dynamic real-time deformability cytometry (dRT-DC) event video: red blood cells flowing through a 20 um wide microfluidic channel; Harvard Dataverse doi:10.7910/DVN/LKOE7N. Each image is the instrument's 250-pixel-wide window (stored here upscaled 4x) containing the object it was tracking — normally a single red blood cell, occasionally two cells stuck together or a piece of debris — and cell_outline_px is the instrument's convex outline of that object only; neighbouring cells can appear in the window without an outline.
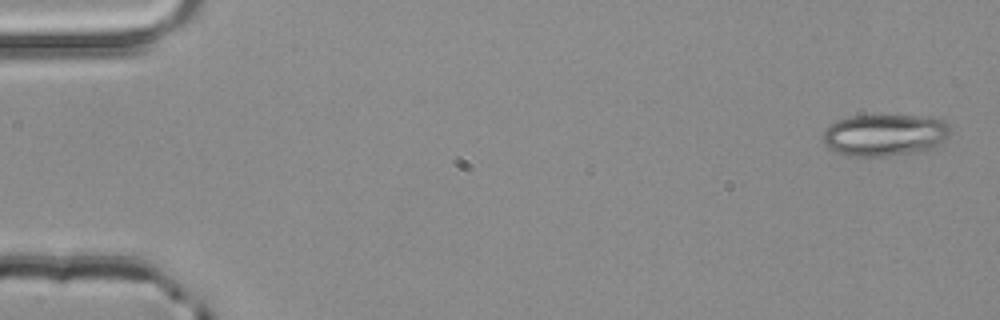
{"species": "common noctule bat (a hibernating species)", "species_latin": "Nyctalus noctula", "temperature_condition": "room temperature", "stored_images_in_passage": 4, "camera_frame_rate_fps": 3000, "um_per_image_px": 0.085, "animal": {"sex": "male", "body_mass_g": 20.4}, "frame": {"image": 1, "passage_image": 1, "time_ms": 0.0, "image_size_px": [1000, 320], "cell_outline_px": [[952, 132], [936, 148], [924, 152], [888, 156], [848, 156], [836, 152], [828, 148], [824, 140], [824, 128], [836, 120], [852, 116], [924, 116], [944, 120], [948, 124]], "centroid_in_image_um": [75.25, 11.49], "position_along_channel_um": 9.8, "area_um2": 31.5}}